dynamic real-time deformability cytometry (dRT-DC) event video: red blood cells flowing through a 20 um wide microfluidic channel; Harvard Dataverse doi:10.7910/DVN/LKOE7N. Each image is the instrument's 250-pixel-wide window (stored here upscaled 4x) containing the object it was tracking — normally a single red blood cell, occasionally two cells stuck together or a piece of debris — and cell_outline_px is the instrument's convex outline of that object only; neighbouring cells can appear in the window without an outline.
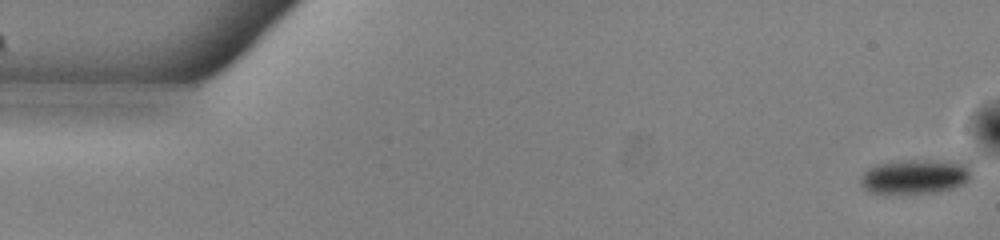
{"species": "common noctule bat (a hibernating species)", "species_latin": "Nyctalus noctula", "temperature_condition": "warm", "stored_images_in_passage": 50, "camera_frame_rate_fps": 3000, "um_per_image_px": 0.085, "animal": {"sex": "male", "body_mass_g": 13.0, "forearm_length_mm": 53.1}, "frame": {"image": 1, "passage_image": 1, "time_ms": 0.0, "image_size_px": [1000, 240], "cell_outline_px": [[972, 164], [968, 180], [964, 184], [952, 188], [936, 192], [908, 196], [884, 196], [868, 192], [860, 184], [860, 176], [868, 168], [876, 164], [900, 160], [968, 160]], "centroid_in_image_um": [77.77, 15.04], "position_along_channel_um": 7.2, "area_um2": 23.93}}
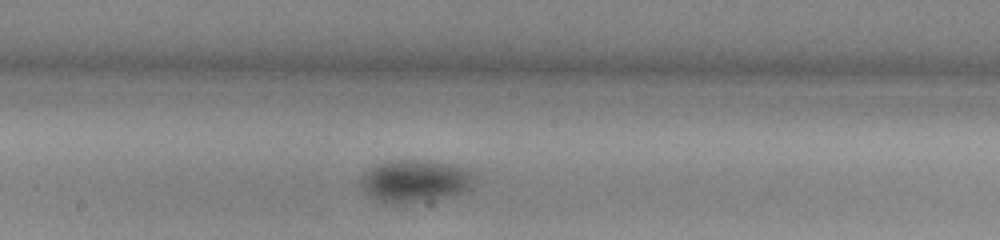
{"frame": {"image": 2, "passage_image": 28, "time_ms": 9.0, "image_size_px": [1000, 240], "cell_outline_px": [[472, 188], [464, 192], [452, 196], [396, 204], [392, 204], [368, 196], [360, 184], [360, 180], [364, 172], [376, 164], [384, 160], [420, 160], [448, 164], [468, 168], [472, 176]], "centroid_in_image_um": [35.24, 15.37], "position_along_channel_um": 213.0, "area_um2": 27.92}}
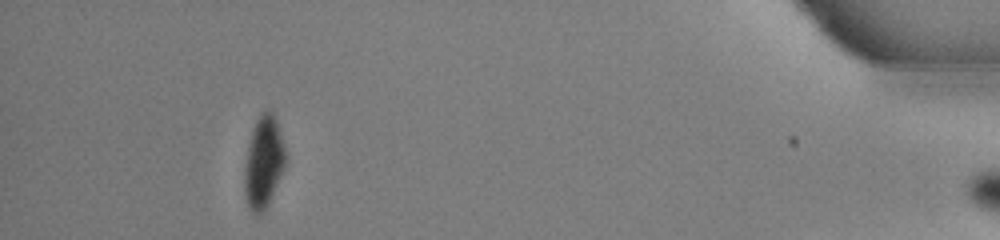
{"frame": {"image": 3, "passage_image": 49, "time_ms": 16.0, "image_size_px": [1000, 240], "cell_outline_px": [[284, 168], [268, 204], [260, 216], [256, 216], [248, 208], [244, 196], [244, 168], [248, 148], [252, 132], [256, 120], [268, 108], [272, 112], [276, 120], [284, 144]], "centroid_in_image_um": [22.38, 13.85], "position_along_channel_um": 412.8, "area_um2": 21.68}, "authors_computed_cell_mechanics": {"area_um2": 25.9522, "velocity_mm_per_s": 3.8375, "shape_relaxation_time_tau1_ms": 2.6693, "shape_relaxation_time_tau2_ms": null, "deformation_change_tau1": 0.0727, "deformation_change_tau2": null}}